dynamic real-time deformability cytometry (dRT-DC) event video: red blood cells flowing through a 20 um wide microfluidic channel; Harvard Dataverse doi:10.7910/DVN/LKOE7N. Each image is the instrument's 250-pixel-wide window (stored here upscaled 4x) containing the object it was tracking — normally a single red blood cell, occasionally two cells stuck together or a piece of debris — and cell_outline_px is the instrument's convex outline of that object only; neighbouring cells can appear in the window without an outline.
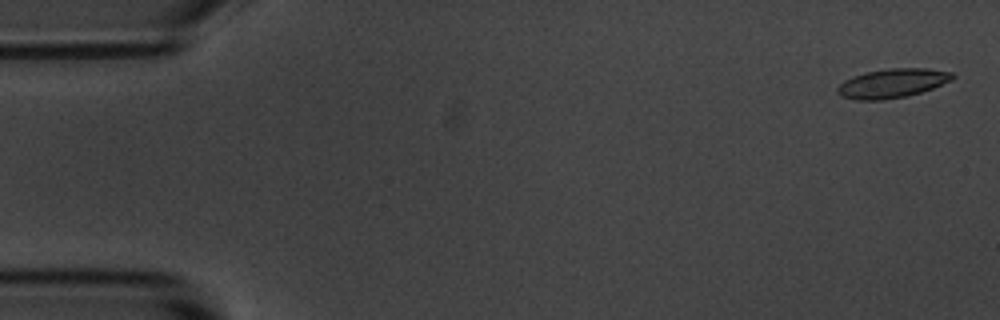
{"species": "common noctule bat (a hibernating species)", "species_latin": "Nyctalus noctula", "temperature_condition": "room temperature", "stored_images_in_passage": 55, "camera_frame_rate_fps": 3000, "um_per_image_px": 0.085, "animal": {"sex": "male", "body_mass_g": 20.1, "forearm_length_mm": 53.5}, "frame": {"image": 1, "passage_image": 2, "time_ms": 0.333, "image_size_px": [1000, 320], "cell_outline_px": [[956, 76], [952, 80], [932, 88], [908, 96], [884, 100], [856, 100], [840, 96], [836, 92], [836, 88], [844, 80], [852, 76], [868, 72], [888, 68], [928, 68], [952, 72]], "centroid_in_image_um": [75.83, 7.08], "position_along_channel_um": 9.2, "area_um2": 19.65}}
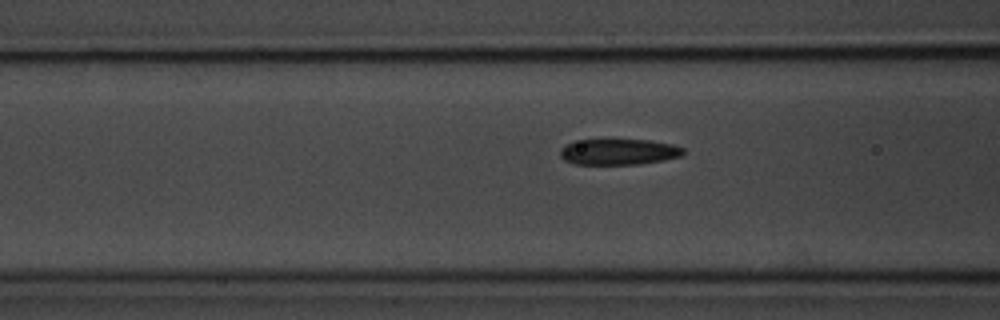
{"frame": {"image": 2, "passage_image": 21, "time_ms": 6.667, "image_size_px": [1000, 320], "cell_outline_px": [[684, 152], [680, 156], [664, 160], [640, 164], [576, 164], [564, 160], [560, 156], [560, 148], [568, 144], [584, 140], [652, 140], [672, 144], [684, 148]], "centroid_in_image_um": [52.62, 12.91], "position_along_channel_um": 114.0, "area_um2": 18.44}}
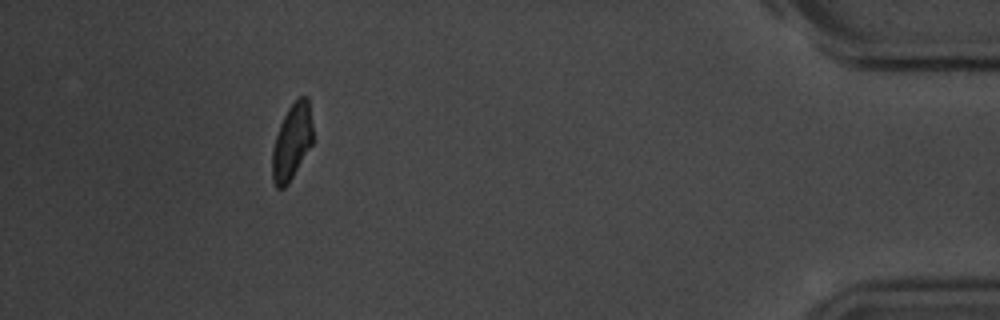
{"frame": {"image": 3, "passage_image": 50, "time_ms": 16.333, "image_size_px": [1000, 320], "cell_outline_px": [[312, 144], [288, 184], [284, 188], [276, 188], [272, 180], [272, 148], [280, 124], [288, 108], [300, 96], [308, 96], [312, 124]], "centroid_in_image_um": [24.8, 12.06], "position_along_channel_um": 410.4, "area_um2": 17.86}, "authors_computed_cell_mechanics": {"area_um2": 19.4786, "velocity_mm_per_s": 3.6689, "shape_relaxation_time_tau1_ms": 5.9277, "shape_relaxation_time_tau2_ms": 2.4291, "deformation_change_tau1": 0.1352, "deformation_change_tau2": 0.077}}